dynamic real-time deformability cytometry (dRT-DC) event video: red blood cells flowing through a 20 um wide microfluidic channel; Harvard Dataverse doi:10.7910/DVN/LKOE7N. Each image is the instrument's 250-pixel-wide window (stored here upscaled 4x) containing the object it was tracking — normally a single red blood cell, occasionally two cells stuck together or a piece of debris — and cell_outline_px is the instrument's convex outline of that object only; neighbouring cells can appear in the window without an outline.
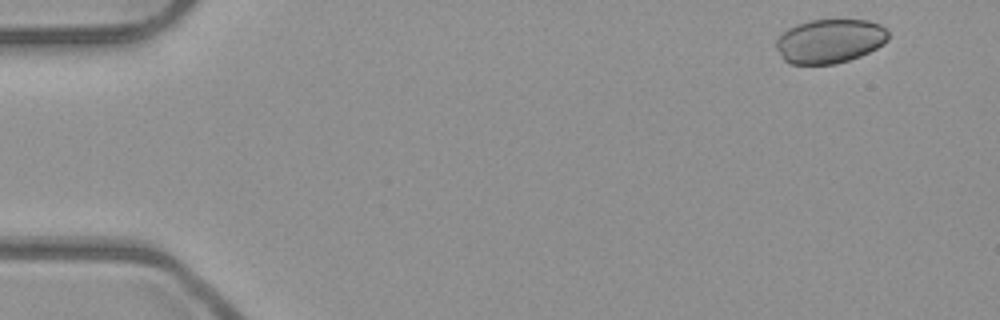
{"species": "common noctule bat (a hibernating species)", "species_latin": "Nyctalus noctula", "temperature_condition": "room temperature", "stored_images_in_passage": 5, "camera_frame_rate_fps": 3000, "um_per_image_px": 0.085, "animal": {"sex": "male", "body_mass_g": 23.1, "forearm_length_mm": 52.7}, "frame": {"image": 1, "passage_image": 1, "time_ms": 0.0, "image_size_px": [1000, 320], "cell_outline_px": [[888, 40], [884, 44], [860, 56], [836, 64], [792, 64], [784, 60], [776, 48], [776, 40], [788, 28], [796, 24], [812, 20], [868, 20], [880, 24], [888, 32]], "centroid_in_image_um": [70.53, 3.49], "position_along_channel_um": 14.5, "area_um2": 28.73}}